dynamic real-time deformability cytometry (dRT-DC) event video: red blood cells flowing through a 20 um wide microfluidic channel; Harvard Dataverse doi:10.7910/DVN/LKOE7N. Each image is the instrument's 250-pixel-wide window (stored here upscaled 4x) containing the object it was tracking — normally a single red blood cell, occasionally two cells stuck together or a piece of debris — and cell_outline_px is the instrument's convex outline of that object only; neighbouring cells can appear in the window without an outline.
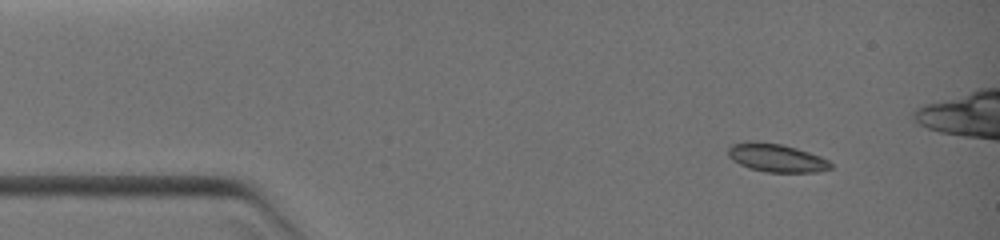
{"species": "common noctule bat (a hibernating species)", "species_latin": "Nyctalus noctula", "temperature_condition": "warm", "stored_images_in_passage": 11, "camera_frame_rate_fps": 3000, "um_per_image_px": 0.085, "animal": {"sex": "female", "body_mass_g": 19.0, "forearm_length_mm": 51.5}, "frame": {"image": 1, "passage_image": 1, "time_ms": 0.0, "image_size_px": [1000, 240], "cell_outline_px": [[832, 168], [816, 172], [768, 172], [748, 168], [740, 164], [728, 156], [728, 148], [732, 144], [748, 140], [756, 140], [780, 144], [796, 148], [820, 156], [828, 160], [832, 164]], "centroid_in_image_um": [65.97, 13.4], "position_along_channel_um": 19.0, "area_um2": 16.94}}